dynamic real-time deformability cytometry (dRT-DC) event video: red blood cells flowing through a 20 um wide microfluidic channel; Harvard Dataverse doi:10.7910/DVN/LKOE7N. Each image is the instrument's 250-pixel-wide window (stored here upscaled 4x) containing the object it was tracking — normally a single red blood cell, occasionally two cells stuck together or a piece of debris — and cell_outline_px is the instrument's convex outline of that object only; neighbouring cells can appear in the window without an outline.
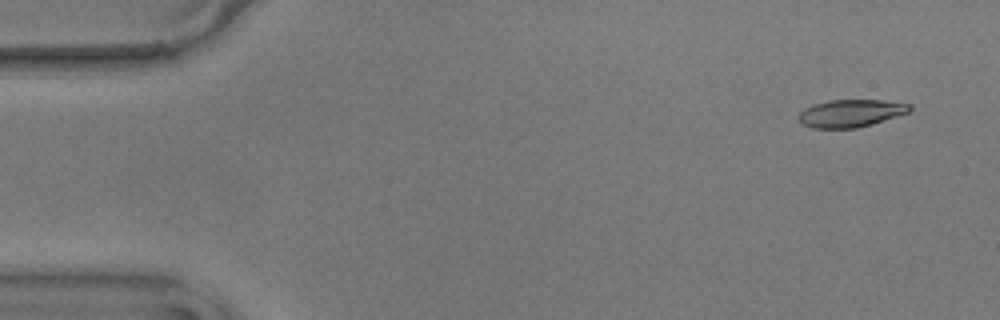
{"species": "common noctule bat (a hibernating species)", "species_latin": "Nyctalus noctula", "temperature_condition": "warm", "stored_images_in_passage": 14, "camera_frame_rate_fps": 3000, "um_per_image_px": 0.085, "animal": {"sex": "male", "body_mass_g": 17.9}, "frame": {"image": 1, "passage_image": 4, "time_ms": 1.0, "image_size_px": [1000, 320], "cell_outline_px": [[912, 108], [908, 112], [872, 124], [856, 128], [812, 128], [800, 124], [800, 112], [804, 108], [812, 104], [828, 100], [884, 100], [912, 104]], "centroid_in_image_um": [72.3, 9.62], "position_along_channel_um": 12.7, "area_um2": 17.86}}